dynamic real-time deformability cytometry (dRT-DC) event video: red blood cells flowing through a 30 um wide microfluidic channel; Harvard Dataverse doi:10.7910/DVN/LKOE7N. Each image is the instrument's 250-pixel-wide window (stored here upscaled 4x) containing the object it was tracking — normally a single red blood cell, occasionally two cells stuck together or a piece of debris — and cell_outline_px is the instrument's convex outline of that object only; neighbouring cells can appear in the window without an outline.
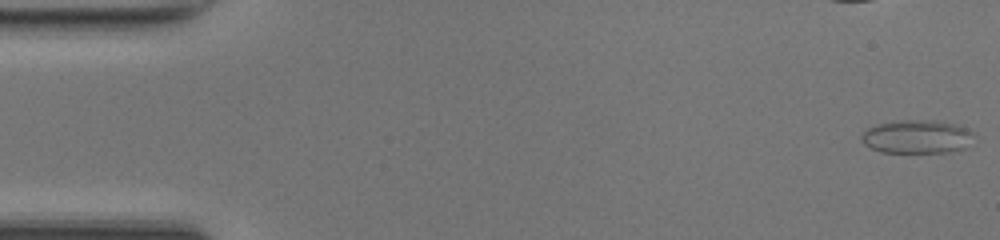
{"species": "common noctule bat (a hibernating species)", "species_latin": "Nyctalus noctula", "temperature_condition": "room temperature", "stored_images_in_passage": 48, "camera_frame_rate_fps": 3000, "um_per_image_px": 0.085, "animal": {"sex": "female", "body_mass_g": 17.0, "forearm_length_mm": 48.0}, "frame": {"image": 1, "passage_image": 1, "time_ms": 0.0, "image_size_px": [1000, 240], "cell_outline_px": [[976, 136], [964, 148], [948, 152], [880, 152], [864, 144], [860, 140], [860, 136], [868, 128], [880, 124], [900, 120], [940, 120], [956, 124], [976, 132]], "centroid_in_image_um": [77.98, 11.61], "position_along_channel_um": 7.0, "area_um2": 22.08}, "authors_computed_cell_mechanics": {"area_um2": 17.8602, "velocity_mm_per_s": 4.2322, "shape_relaxation_time_tau1_ms": null, "shape_relaxation_time_tau2_ms": 0.76, "deformation_change_tau1": null, "deformation_change_tau2": 0.0649}}